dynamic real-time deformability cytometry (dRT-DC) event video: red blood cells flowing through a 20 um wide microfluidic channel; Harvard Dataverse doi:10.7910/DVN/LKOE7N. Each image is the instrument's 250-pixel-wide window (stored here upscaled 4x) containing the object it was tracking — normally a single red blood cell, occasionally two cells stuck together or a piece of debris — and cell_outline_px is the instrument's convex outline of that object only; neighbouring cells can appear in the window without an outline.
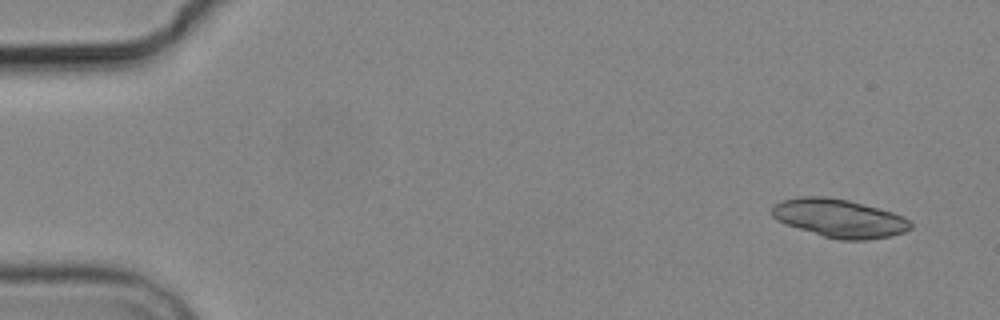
{"species": "common noctule bat (a hibernating species)", "species_latin": "Nyctalus noctula", "temperature_condition": "cold", "stored_images_in_passage": 4, "camera_frame_rate_fps": 3000, "um_per_image_px": 0.085, "animal": {"sex": "male", "body_mass_g": 19.2, "forearm_length_mm": 51.8}, "frame": {"image": 1, "passage_image": 1, "time_ms": 0.0, "image_size_px": [1000, 320], "cell_outline_px": [[912, 228], [904, 232], [892, 236], [864, 240], [840, 240], [824, 236], [784, 224], [776, 220], [772, 216], [772, 208], [776, 204], [784, 200], [800, 196], [824, 196], [848, 200], [892, 212], [904, 216], [912, 224]], "centroid_in_image_um": [71.35, 18.55], "position_along_channel_um": 13.7, "area_um2": 30.87}}